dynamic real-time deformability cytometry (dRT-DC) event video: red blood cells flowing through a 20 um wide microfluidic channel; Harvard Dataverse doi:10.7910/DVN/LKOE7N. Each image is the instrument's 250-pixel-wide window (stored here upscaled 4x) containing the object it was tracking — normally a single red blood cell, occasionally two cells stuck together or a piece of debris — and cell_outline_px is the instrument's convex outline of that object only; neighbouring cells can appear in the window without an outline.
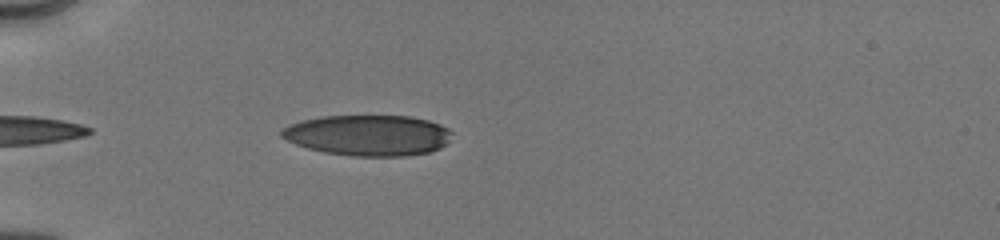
{"species": "human", "species_latin": "Homo sapiens", "temperature_condition": "cold", "stored_images_in_passage": 21, "camera_frame_rate_fps": 3000, "um_per_image_px": 0.085, "donor": {"sex": "male"}, "frame": {"image": 1, "passage_image": 1, "time_ms": 0.0, "image_size_px": [1000, 240], "cell_outline_px": [[452, 132], [448, 140], [440, 148], [428, 152], [404, 156], [352, 156], [324, 152], [308, 148], [296, 144], [280, 136], [280, 132], [288, 124], [300, 120], [320, 116], [412, 116], [428, 120], [440, 124], [448, 128]], "centroid_in_image_um": [31.27, 11.49], "position_along_channel_um": 53.7, "area_um2": 40.52}}
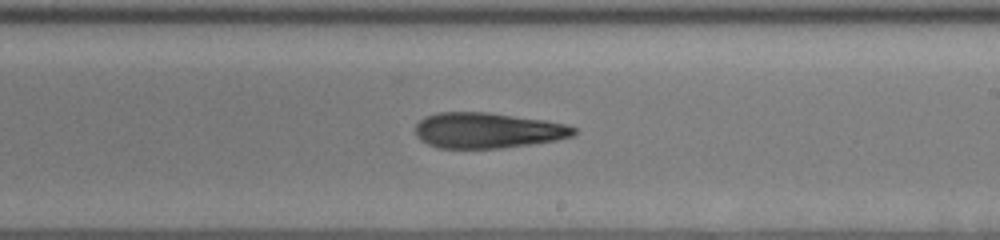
{"frame": {"image": 2, "passage_image": 11, "time_ms": 4.0, "image_size_px": [1000, 240], "cell_outline_px": [[576, 132], [572, 136], [556, 140], [500, 148], [440, 148], [428, 144], [420, 140], [416, 136], [416, 124], [424, 116], [440, 112], [488, 112], [544, 120], [564, 124], [576, 128]], "centroid_in_image_um": [41.4, 11.08], "position_along_channel_um": 247.6, "area_um2": 32.66}}
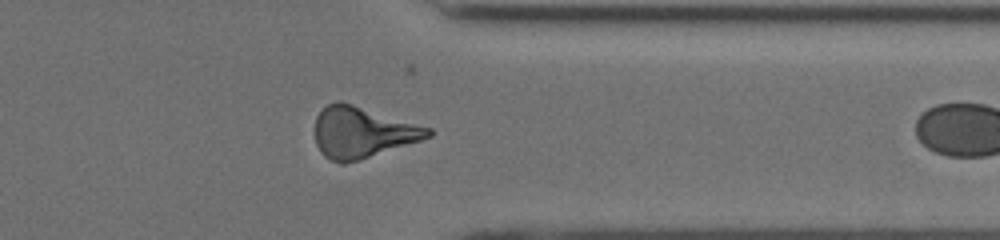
{"frame": {"image": 3, "passage_image": 20, "time_ms": 7.333, "image_size_px": [1000, 240], "cell_outline_px": [[432, 136], [360, 160], [344, 164], [340, 164], [324, 156], [320, 152], [316, 144], [316, 116], [328, 104], [340, 100], [432, 128]], "centroid_in_image_um": [30.79, 11.25], "position_along_channel_um": 380.6, "area_um2": 33.52}}